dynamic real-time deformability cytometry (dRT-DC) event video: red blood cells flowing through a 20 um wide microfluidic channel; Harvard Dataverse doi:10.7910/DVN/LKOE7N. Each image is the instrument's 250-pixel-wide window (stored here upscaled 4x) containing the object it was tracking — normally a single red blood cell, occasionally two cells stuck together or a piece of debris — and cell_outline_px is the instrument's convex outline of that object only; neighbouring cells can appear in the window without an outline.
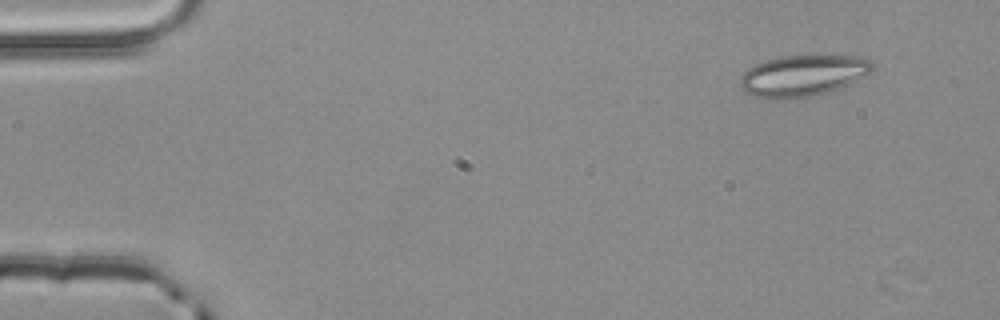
{"species": "common noctule bat (a hibernating species)", "species_latin": "Nyctalus noctula", "temperature_condition": "room temperature", "stored_images_in_passage": 2, "camera_frame_rate_fps": 3000, "um_per_image_px": 0.085, "animal": {"sex": "male", "body_mass_g": 20.4}, "frame": {"image": 1, "passage_image": 1, "time_ms": 0.0, "image_size_px": [1000, 320], "cell_outline_px": [[876, 68], [868, 76], [840, 88], [808, 96], [780, 100], [756, 96], [744, 92], [740, 88], [740, 76], [748, 68], [756, 64], [780, 56], [856, 56], [872, 60]], "centroid_in_image_um": [68.28, 6.42], "position_along_channel_um": 16.7, "area_um2": 31.91}}